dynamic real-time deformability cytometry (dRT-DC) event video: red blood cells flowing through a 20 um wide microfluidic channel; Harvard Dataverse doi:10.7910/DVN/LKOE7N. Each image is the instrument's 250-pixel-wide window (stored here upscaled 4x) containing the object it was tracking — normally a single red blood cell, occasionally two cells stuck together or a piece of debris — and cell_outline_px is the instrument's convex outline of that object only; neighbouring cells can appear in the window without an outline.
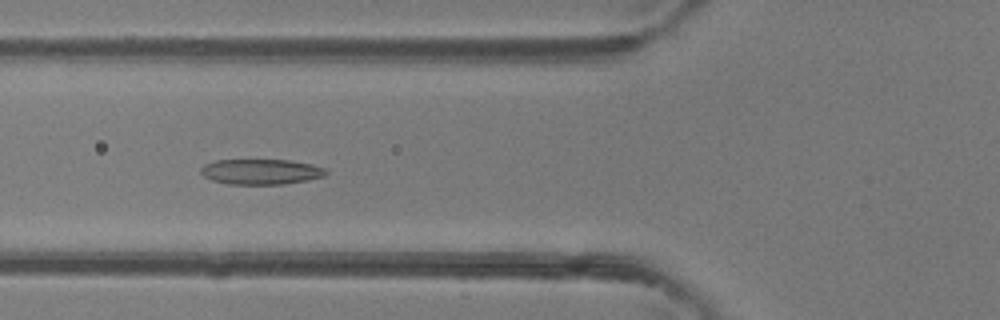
{"species": "common noctule bat (a hibernating species)", "species_latin": "Nyctalus noctula", "temperature_condition": "room temperature", "stored_images_in_passage": 48, "camera_frame_rate_fps": 3000, "um_per_image_px": 0.085, "animal": {"sex": "female"}, "frame": {"image": 1, "passage_image": 18, "time_ms": 5.667, "image_size_px": [1000, 320], "cell_outline_px": [[328, 172], [324, 176], [308, 180], [284, 184], [228, 184], [212, 180], [204, 176], [200, 172], [200, 168], [204, 164], [216, 160], [288, 160], [312, 164], [324, 168]], "centroid_in_image_um": [22.17, 14.59], "position_along_channel_um": 103.6, "area_um2": 18.5}}
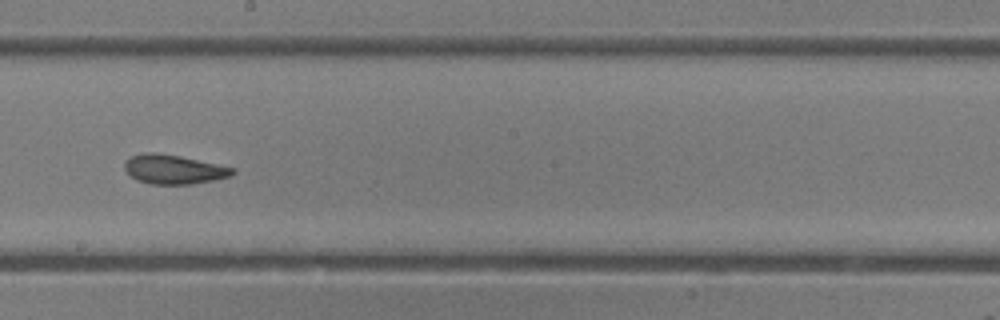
{"frame": {"image": 2, "passage_image": 27, "time_ms": 8.667, "image_size_px": [1000, 320], "cell_outline_px": [[236, 172], [232, 176], [192, 184], [152, 184], [136, 180], [124, 168], [124, 160], [132, 156], [144, 152], [156, 152], [180, 156], [236, 168]], "centroid_in_image_um": [14.77, 14.39], "position_along_channel_um": 233.4, "area_um2": 18.44}}
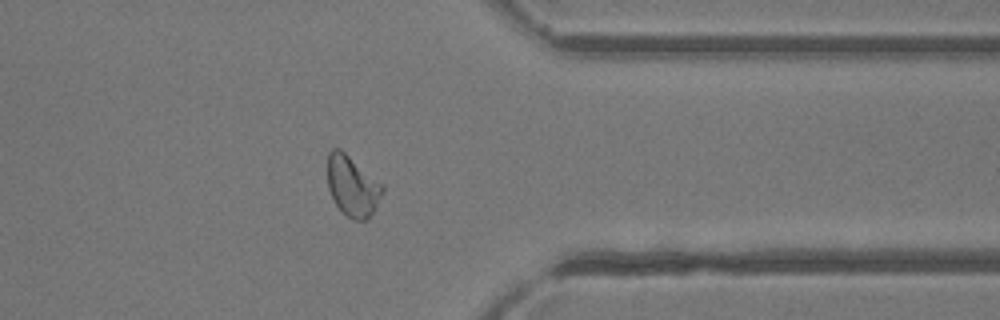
{"frame": {"image": 3, "passage_image": 38, "time_ms": 12.333, "image_size_px": [1000, 320], "cell_outline_px": [[384, 192], [368, 220], [352, 220], [336, 204], [328, 188], [328, 152], [332, 148], [340, 148], [384, 184]], "centroid_in_image_um": [29.98, 15.79], "position_along_channel_um": 381.4, "area_um2": 19.42}, "authors_computed_cell_mechanics": {"area_um2": 19.7387, "velocity_mm_per_s": 4.3145, "shape_relaxation_time_tau1_ms": 4.6251, "shape_relaxation_time_tau2_ms": 1.7649, "deformation_change_tau1": 0.1545, "deformation_change_tau2": 0.0898}}